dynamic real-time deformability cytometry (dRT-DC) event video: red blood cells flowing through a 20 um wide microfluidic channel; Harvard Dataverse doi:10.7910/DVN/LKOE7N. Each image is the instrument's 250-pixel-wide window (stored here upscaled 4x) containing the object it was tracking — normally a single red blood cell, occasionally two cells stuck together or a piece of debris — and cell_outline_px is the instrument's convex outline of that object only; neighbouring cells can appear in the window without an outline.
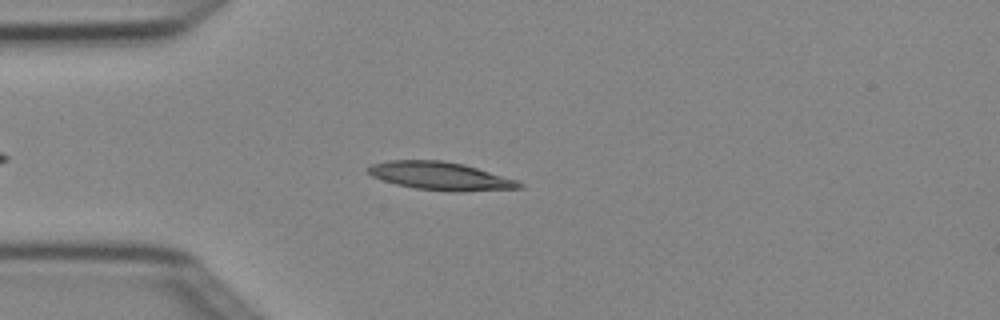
{"species": "Egyptian fruit bat (a non-hibernating species)", "species_latin": "Rousettus aegyptiacus", "temperature_condition": "cold", "stored_images_in_passage": 4, "camera_frame_rate_fps": 3000, "um_per_image_px": 0.085, "animal": {"sex": "female"}, "frame": {"image": 1, "passage_image": 4, "time_ms": 1.0, "image_size_px": [1000, 320], "cell_outline_px": [[524, 188], [452, 192], [416, 188], [396, 184], [372, 176], [364, 168], [372, 164], [388, 160], [440, 160], [464, 164], [516, 180], [524, 184]], "centroid_in_image_um": [37.42, 14.96], "position_along_channel_um": 47.6, "area_um2": 24.62}}